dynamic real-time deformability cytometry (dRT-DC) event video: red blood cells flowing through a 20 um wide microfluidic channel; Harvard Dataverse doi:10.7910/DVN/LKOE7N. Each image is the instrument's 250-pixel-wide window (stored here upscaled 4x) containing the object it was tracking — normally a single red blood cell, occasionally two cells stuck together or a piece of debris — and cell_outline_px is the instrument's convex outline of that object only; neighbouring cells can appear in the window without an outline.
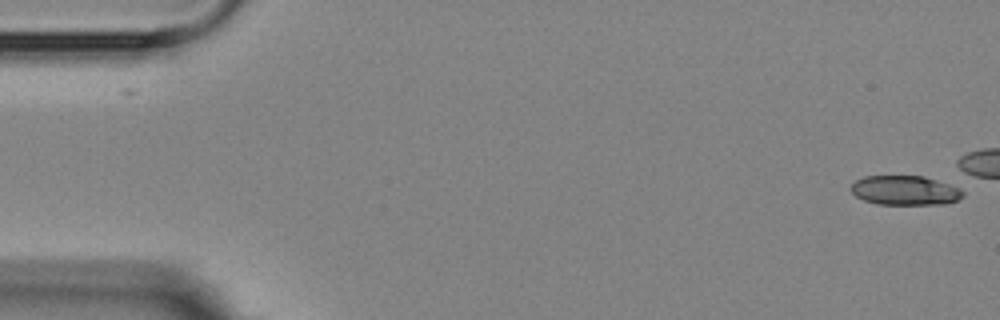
{"species": "Egyptian fruit bat (a non-hibernating species)", "species_latin": "Rousettus aegyptiacus", "temperature_condition": "room temperature", "stored_images_in_passage": 6, "segment_of_instrument_passage": [2, 2], "camera_frame_rate_fps": 3000, "um_per_image_px": 0.085, "animal": {"sex": "female"}, "frame": {"image": 1, "passage_image": 6, "time_ms": 5.667, "image_size_px": [1000, 320], "cell_outline_px": [[964, 196], [956, 200], [944, 204], [880, 204], [864, 200], [856, 196], [848, 188], [856, 180], [864, 176], [924, 176], [960, 184], [964, 192]], "centroid_in_image_um": [77.02, 16.16], "position_along_channel_um": 8.0, "area_um2": 19.71}}